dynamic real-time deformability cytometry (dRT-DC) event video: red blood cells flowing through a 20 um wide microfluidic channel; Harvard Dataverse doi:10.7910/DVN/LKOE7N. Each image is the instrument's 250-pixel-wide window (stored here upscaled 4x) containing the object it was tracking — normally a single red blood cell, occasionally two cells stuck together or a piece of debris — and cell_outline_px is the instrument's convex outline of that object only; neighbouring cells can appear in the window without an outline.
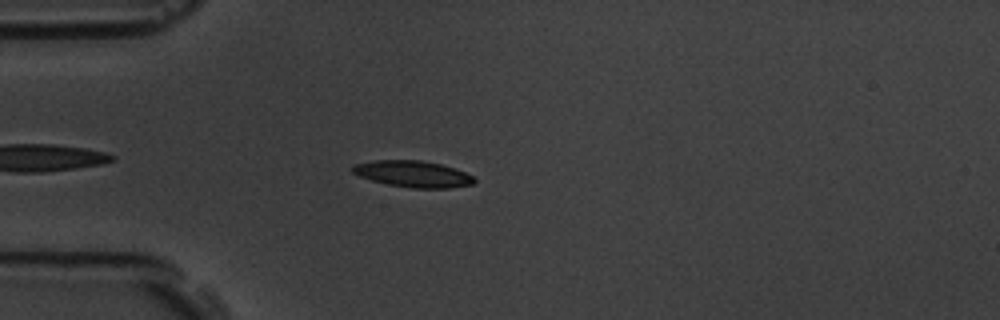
{"species": "common noctule bat (a hibernating species)", "species_latin": "Nyctalus noctula", "temperature_condition": "room temperature", "stored_images_in_passage": 5, "camera_frame_rate_fps": 3000, "um_per_image_px": 0.085, "animal": {"sex": "male", "body_mass_g": 19.5, "forearm_length_mm": 54.6}, "frame": {"image": 1, "passage_image": 4, "time_ms": 1.0, "image_size_px": [1000, 320], "cell_outline_px": [[476, 180], [472, 184], [448, 188], [412, 188], [388, 184], [372, 180], [360, 176], [352, 172], [352, 164], [376, 160], [420, 160], [440, 164], [456, 168], [472, 176]], "centroid_in_image_um": [35.09, 14.78], "position_along_channel_um": 49.9, "area_um2": 18.61}}